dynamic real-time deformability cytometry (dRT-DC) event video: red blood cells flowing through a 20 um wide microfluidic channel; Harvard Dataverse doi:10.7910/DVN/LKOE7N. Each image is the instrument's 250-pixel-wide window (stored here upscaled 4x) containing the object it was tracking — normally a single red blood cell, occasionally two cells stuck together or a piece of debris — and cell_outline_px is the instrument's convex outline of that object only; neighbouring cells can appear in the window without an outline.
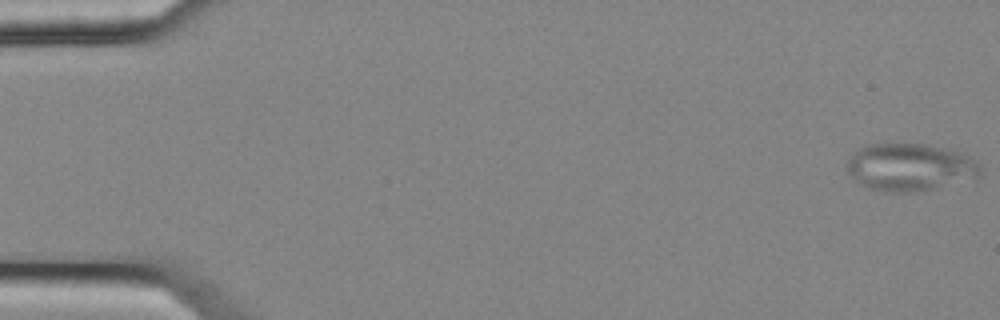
{"species": "common noctule bat (a hibernating species)", "species_latin": "Nyctalus noctula", "temperature_condition": "cold", "stored_images_in_passage": 55, "camera_frame_rate_fps": 3000, "um_per_image_px": 0.085, "animal": {"sex": "female", "body_mass_g": 25.1}, "frame": {"image": 1, "passage_image": 1, "time_ms": 0.0, "image_size_px": [1000, 320], "cell_outline_px": [[980, 176], [976, 180], [912, 192], [892, 192], [872, 188], [860, 184], [848, 172], [848, 160], [852, 152], [868, 144], [924, 144], [944, 148], [956, 152], [976, 160], [980, 164]], "centroid_in_image_um": [77.38, 14.22], "position_along_channel_um": 7.6, "area_um2": 36.7}}
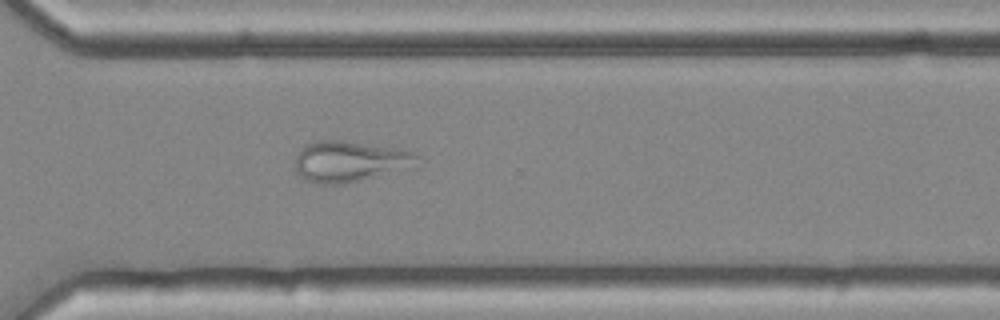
{"frame": {"image": 2, "passage_image": 40, "time_ms": 13.0, "image_size_px": [1000, 320], "cell_outline_px": [[420, 156], [360, 180], [344, 184], [320, 184], [304, 180], [296, 172], [296, 156], [300, 148], [304, 144], [316, 140], [340, 140], [392, 148], [412, 152]], "centroid_in_image_um": [29.39, 13.69], "position_along_channel_um": 341.2, "area_um2": 27.11}}
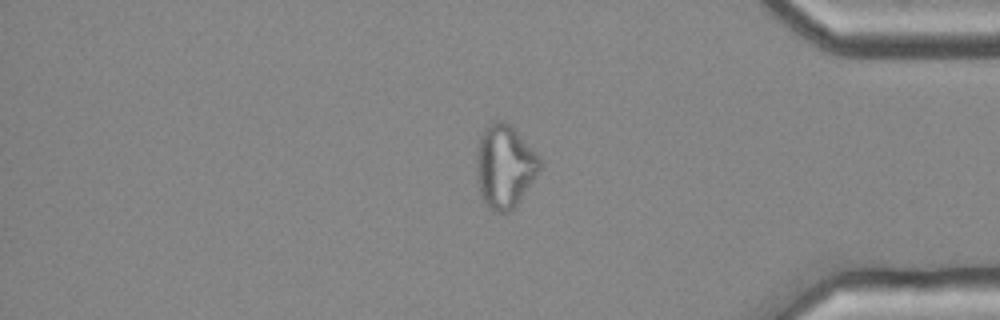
{"frame": {"image": 3, "passage_image": 46, "time_ms": 15.0, "image_size_px": [1000, 320], "cell_outline_px": [[540, 168], [536, 176], [516, 204], [508, 212], [496, 212], [488, 208], [484, 204], [480, 196], [476, 172], [476, 148], [480, 136], [484, 128], [492, 120], [504, 120], [540, 156]], "centroid_in_image_um": [42.84, 14.13], "position_along_channel_um": 392.4, "area_um2": 30.63}}